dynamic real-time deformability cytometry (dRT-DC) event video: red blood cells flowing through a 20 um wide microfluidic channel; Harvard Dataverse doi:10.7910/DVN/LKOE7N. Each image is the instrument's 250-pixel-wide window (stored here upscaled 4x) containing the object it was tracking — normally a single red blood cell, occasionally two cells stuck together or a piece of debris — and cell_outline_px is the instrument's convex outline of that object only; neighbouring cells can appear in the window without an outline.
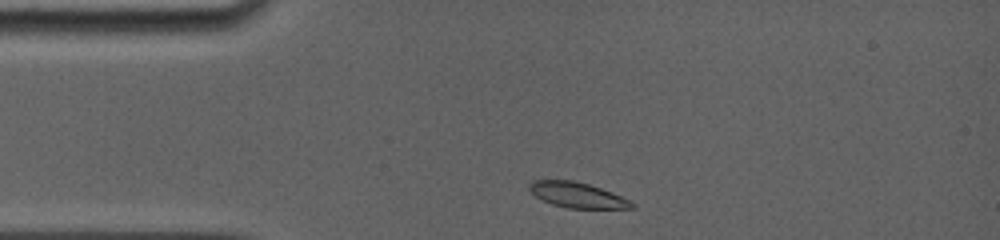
{"species": "common noctule bat (a hibernating species)", "species_latin": "Nyctalus noctula", "temperature_condition": "room temperature", "stored_images_in_passage": 39, "camera_frame_rate_fps": 5000, "um_per_image_px": 0.085, "animal": {"sex": "female", "body_mass_g": 19.0, "forearm_length_mm": 56.7}, "frame": {"image": 1, "passage_image": 2, "time_ms": 0.2, "image_size_px": [1000, 240], "cell_outline_px": [[636, 208], [568, 208], [552, 204], [536, 196], [528, 188], [528, 184], [532, 180], [572, 180], [588, 184], [612, 192], [632, 200], [636, 204]], "centroid_in_image_um": [49.11, 16.58], "position_along_channel_um": 35.9, "area_um2": 15.14}}
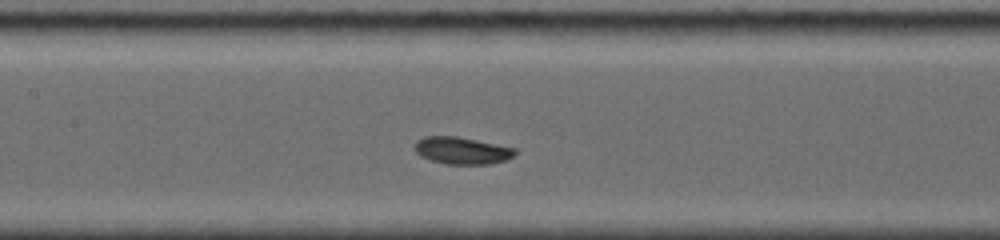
{"frame": {"image": 2, "passage_image": 23, "time_ms": 4.4, "image_size_px": [1000, 240], "cell_outline_px": [[516, 152], [508, 160], [492, 164], [448, 164], [432, 160], [420, 156], [416, 152], [416, 140], [424, 136], [456, 136], [516, 148]], "centroid_in_image_um": [39.28, 12.8], "position_along_channel_um": 168.1, "area_um2": 15.78}}
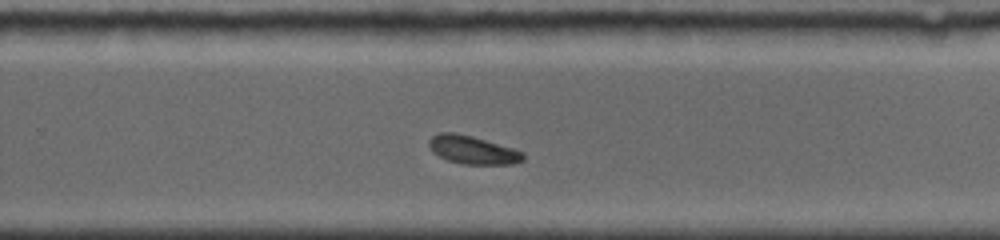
{"frame": {"image": 3, "passage_image": 39, "time_ms": 7.6, "image_size_px": [1000, 240], "cell_outline_px": [[524, 160], [512, 164], [460, 164], [448, 160], [440, 156], [428, 144], [428, 140], [432, 136], [440, 132], [452, 132], [472, 136], [512, 148], [524, 152]], "centroid_in_image_um": [40.19, 12.74], "position_along_channel_um": 289.6, "area_um2": 15.26}}